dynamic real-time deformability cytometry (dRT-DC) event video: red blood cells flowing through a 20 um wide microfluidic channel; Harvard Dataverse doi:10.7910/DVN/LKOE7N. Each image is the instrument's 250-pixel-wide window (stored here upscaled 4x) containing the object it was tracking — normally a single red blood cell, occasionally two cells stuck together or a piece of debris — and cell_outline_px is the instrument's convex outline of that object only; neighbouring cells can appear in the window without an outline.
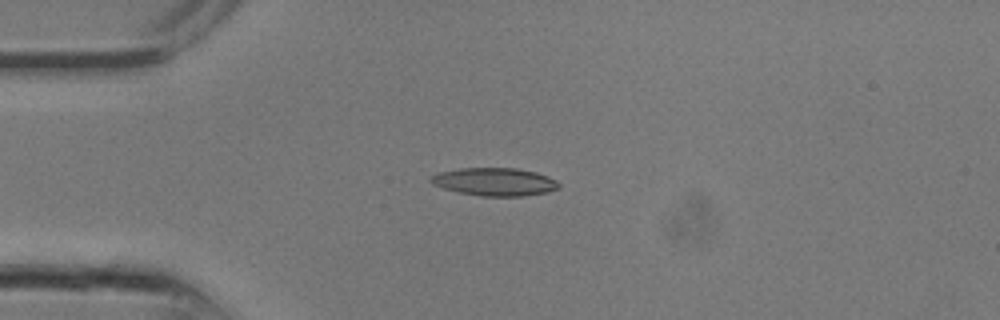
{"species": "common noctule bat (a hibernating species)", "species_latin": "Nyctalus noctula", "temperature_condition": "room temperature", "stored_images_in_passage": 7, "camera_frame_rate_fps": 3000, "um_per_image_px": 0.085, "animal": {"sex": "male", "body_mass_g": 13.3}, "frame": {"image": 1, "passage_image": 4, "time_ms": 1.0, "image_size_px": [1000, 320], "cell_outline_px": [[560, 188], [548, 192], [524, 196], [480, 196], [460, 192], [444, 188], [432, 184], [428, 180], [432, 176], [440, 172], [460, 168], [516, 168], [536, 172], [548, 176], [556, 180], [560, 184]], "centroid_in_image_um": [42.08, 15.45], "position_along_channel_um": 42.9, "area_um2": 20.87}}
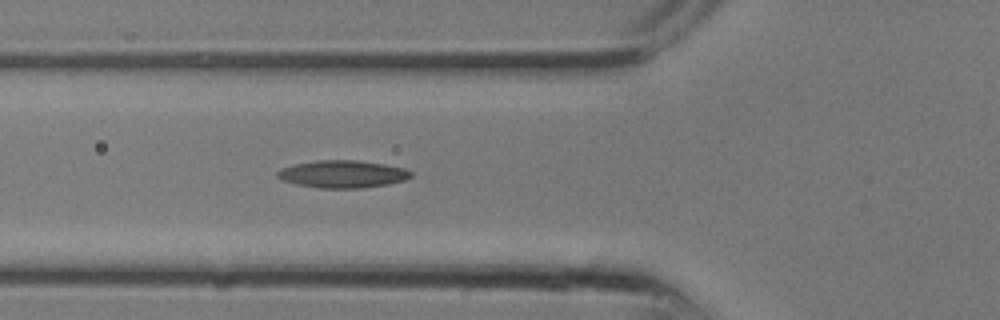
{"frame": {"image": 2, "passage_image": 7, "time_ms": 2.0, "image_size_px": [1000, 320], "cell_outline_px": [[412, 176], [404, 180], [388, 184], [360, 188], [320, 188], [296, 184], [284, 180], [276, 176], [276, 172], [280, 168], [292, 164], [316, 160], [360, 160], [384, 164], [404, 168], [412, 172]], "centroid_in_image_um": [29.1, 14.78], "position_along_channel_um": 96.7, "area_um2": 21.44}}